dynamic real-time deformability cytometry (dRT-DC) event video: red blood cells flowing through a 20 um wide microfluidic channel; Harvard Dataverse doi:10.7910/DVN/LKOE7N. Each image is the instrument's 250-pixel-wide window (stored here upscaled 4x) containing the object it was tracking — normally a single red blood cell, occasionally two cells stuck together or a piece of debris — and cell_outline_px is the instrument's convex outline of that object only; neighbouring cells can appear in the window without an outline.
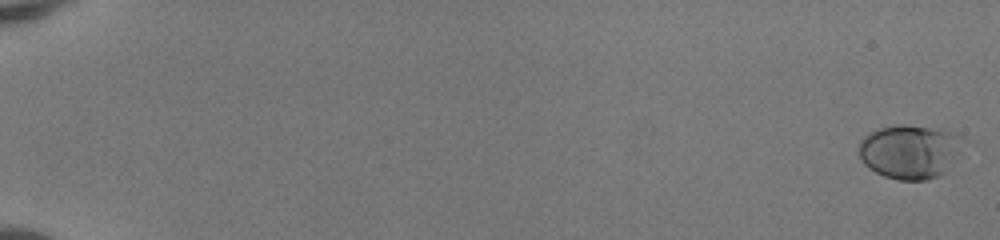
{"species": "human", "species_latin": "Homo sapiens", "temperature_condition": "room temperature", "stored_images_in_passage": 53, "camera_frame_rate_fps": 3000, "um_per_image_px": 0.085, "donor": {"sex": "female"}, "frame": {"image": 1, "passage_image": 1, "time_ms": 0.0, "image_size_px": [1000, 240], "cell_outline_px": [[964, 136], [940, 176], [928, 180], [896, 180], [884, 176], [868, 168], [860, 160], [860, 140], [864, 136], [880, 128], [900, 124], [904, 124], [952, 132]], "centroid_in_image_um": [77.23, 12.89], "position_along_channel_um": 7.8, "area_um2": 31.85}}
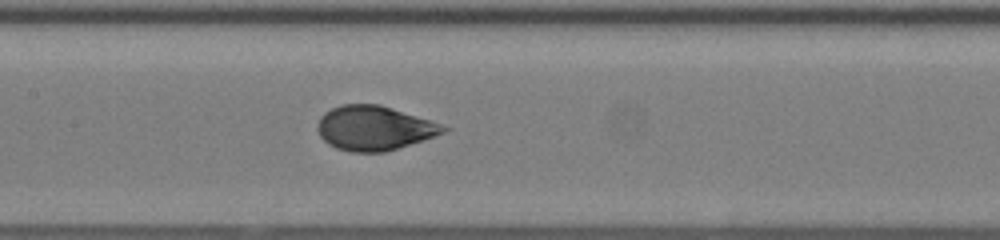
{"frame": {"image": 2, "passage_image": 29, "time_ms": 9.333, "image_size_px": [1000, 240], "cell_outline_px": [[452, 128], [444, 132], [424, 140], [384, 152], [352, 152], [336, 148], [328, 144], [320, 136], [316, 128], [316, 124], [320, 116], [324, 112], [340, 104], [380, 104], [432, 120]], "centroid_in_image_um": [31.8, 10.88], "position_along_channel_um": 175.6, "area_um2": 32.89}}
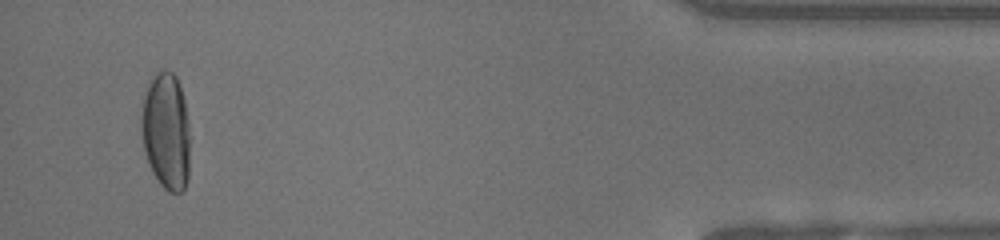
{"frame": {"image": 3, "passage_image": 51, "time_ms": 16.667, "image_size_px": [1000, 240], "cell_outline_px": [[188, 176], [184, 188], [180, 192], [168, 192], [160, 184], [152, 172], [148, 164], [144, 152], [140, 132], [140, 116], [144, 96], [148, 80], [156, 72], [164, 68], [172, 72], [176, 76], [180, 84], [184, 100], [188, 120]], "centroid_in_image_um": [14.08, 11.1], "position_along_channel_um": 421.1, "area_um2": 33.7}, "authors_computed_cell_mechanics": {"area_um2": 32.4258, "velocity_mm_per_s": 4.1214, "shape_relaxation_time_tau1_ms": 5.6286, "shape_relaxation_time_tau2_ms": null, "deformation_change_tau1": 0.2194, "deformation_change_tau2": null}}